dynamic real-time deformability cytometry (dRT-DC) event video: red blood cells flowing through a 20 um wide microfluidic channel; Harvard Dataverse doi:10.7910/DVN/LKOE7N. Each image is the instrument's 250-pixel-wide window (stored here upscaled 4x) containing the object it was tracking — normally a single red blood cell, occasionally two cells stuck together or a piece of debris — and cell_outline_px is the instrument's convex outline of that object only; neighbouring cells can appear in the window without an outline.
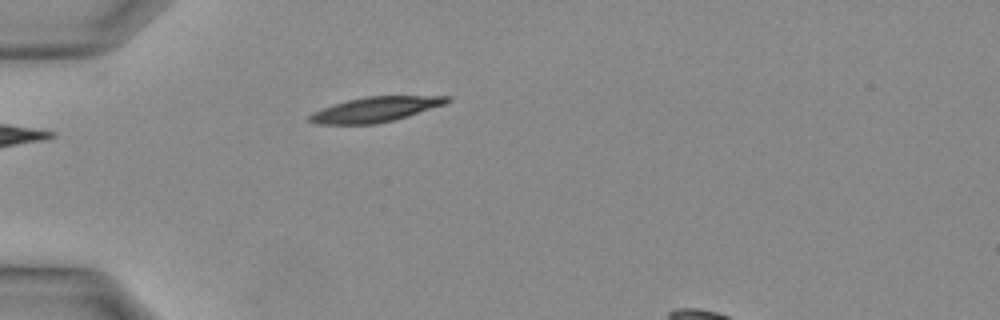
{"species": "Egyptian fruit bat (a non-hibernating species)", "species_latin": "Rousettus aegyptiacus", "temperature_condition": "warm", "stored_images_in_passage": 21, "camera_frame_rate_fps": 3000, "um_per_image_px": 0.085, "animal": {"sex": "female"}, "frame": {"image": 1, "passage_image": 1, "time_ms": 0.0, "image_size_px": [1000, 320], "cell_outline_px": [[452, 100], [444, 104], [408, 116], [376, 124], [316, 124], [308, 120], [308, 116], [312, 112], [348, 100], [368, 96], [452, 96]], "centroid_in_image_um": [31.92, 9.3], "position_along_channel_um": 53.1, "area_um2": 19.77}}
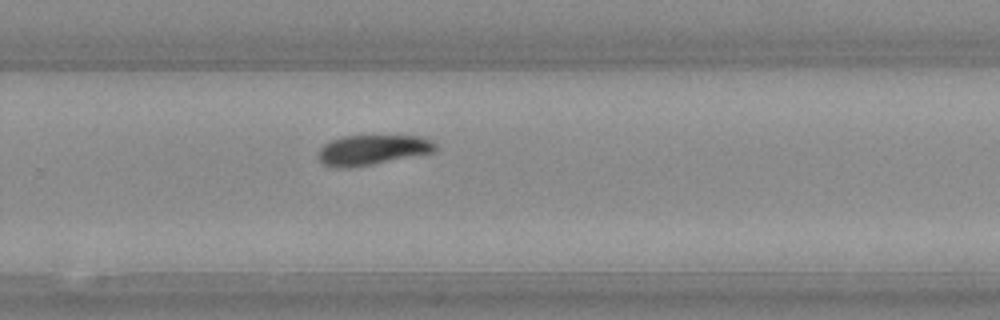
{"frame": {"image": 2, "passage_image": 14, "time_ms": 4.333, "image_size_px": [1000, 320], "cell_outline_px": [[436, 152], [372, 164], [340, 168], [336, 168], [324, 164], [316, 156], [320, 148], [328, 140], [344, 136], [424, 136], [432, 140], [436, 144]], "centroid_in_image_um": [31.66, 12.73], "position_along_channel_um": 298.1, "area_um2": 20.58}}
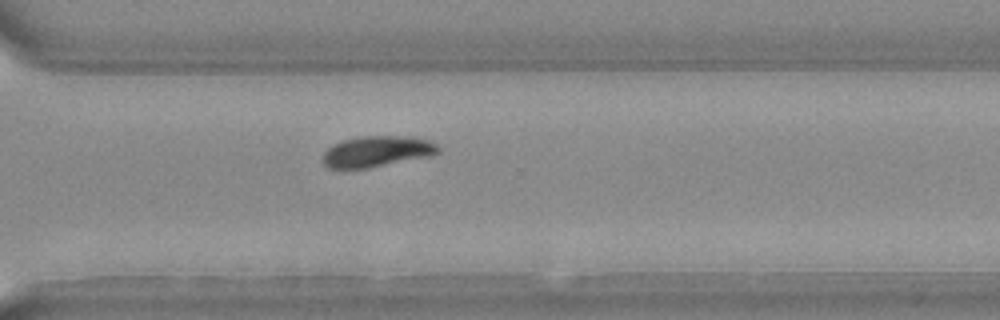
{"frame": {"image": 3, "passage_image": 16, "time_ms": 5.0, "image_size_px": [1000, 320], "cell_outline_px": [[440, 152], [428, 156], [368, 168], [328, 168], [324, 164], [324, 152], [328, 148], [344, 140], [360, 136], [412, 136], [432, 140], [440, 148]], "centroid_in_image_um": [32.09, 12.86], "position_along_channel_um": 338.5, "area_um2": 20.63}}